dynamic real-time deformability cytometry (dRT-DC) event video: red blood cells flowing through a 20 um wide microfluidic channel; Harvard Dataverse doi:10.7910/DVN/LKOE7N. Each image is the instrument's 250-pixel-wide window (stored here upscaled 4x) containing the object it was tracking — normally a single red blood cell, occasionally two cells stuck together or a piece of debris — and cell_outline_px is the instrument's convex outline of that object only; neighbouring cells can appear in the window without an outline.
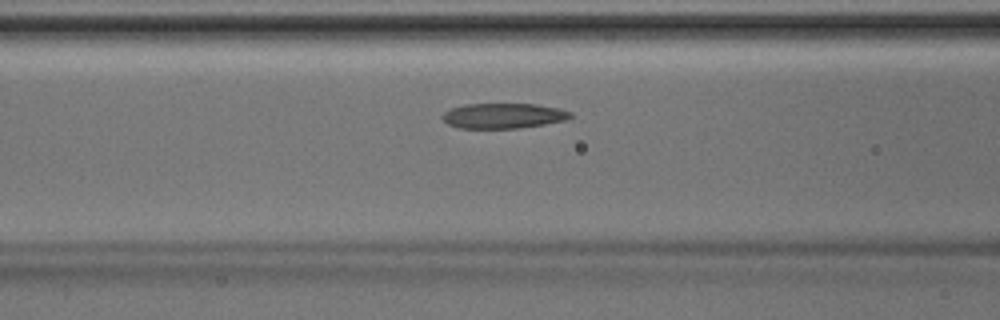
{"species": "Egyptian fruit bat (a non-hibernating species)", "species_latin": "Rousettus aegyptiacus", "temperature_condition": "room temperature", "stored_images_in_passage": 40, "camera_frame_rate_fps": 3000, "um_per_image_px": 0.085, "animal": {"sex": "male"}, "frame": {"image": 1, "passage_image": 13, "time_ms": 4.0, "image_size_px": [1000, 320], "cell_outline_px": [[572, 116], [568, 120], [520, 128], [460, 128], [448, 124], [440, 116], [444, 112], [452, 108], [464, 104], [536, 104], [560, 108], [572, 112]], "centroid_in_image_um": [42.81, 9.84], "position_along_channel_um": 123.8, "area_um2": 18.9}}
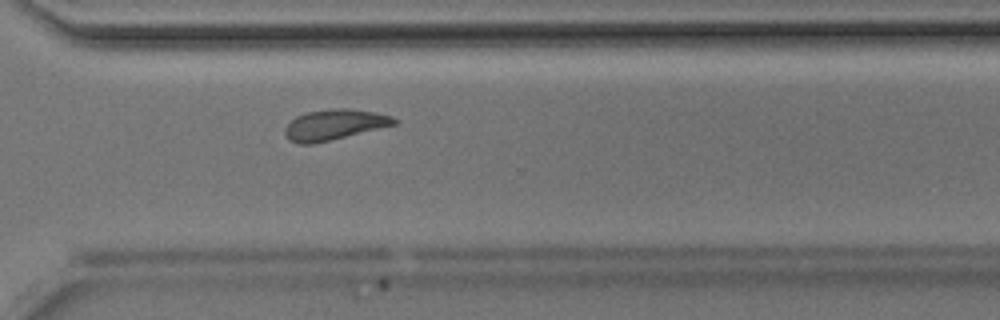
{"frame": {"image": 2, "passage_image": 28, "time_ms": 9.0, "image_size_px": [1000, 320], "cell_outline_px": [[400, 120], [396, 124], [312, 144], [300, 144], [288, 140], [284, 132], [284, 128], [296, 116], [308, 112], [332, 108], [352, 108], [376, 112], [392, 116]], "centroid_in_image_um": [28.42, 10.58], "position_along_channel_um": 342.2, "area_um2": 19.36}}
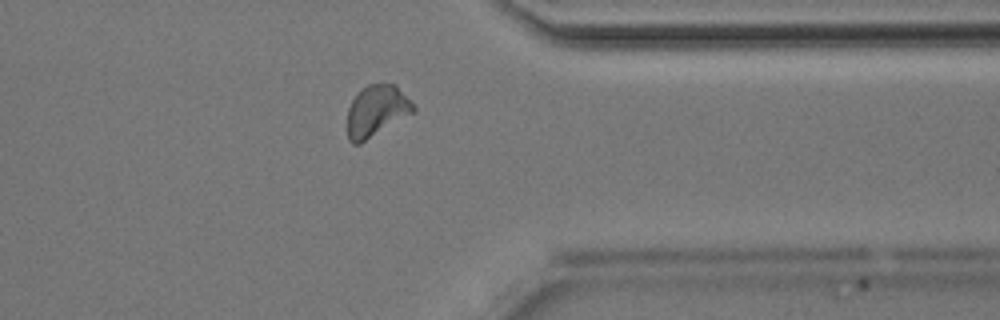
{"frame": {"image": 3, "passage_image": 31, "time_ms": 10.0, "image_size_px": [1000, 320], "cell_outline_px": [[416, 112], [360, 144], [352, 144], [348, 140], [348, 108], [352, 100], [360, 88], [368, 84], [396, 84], [416, 108]], "centroid_in_image_um": [32.01, 9.44], "position_along_channel_um": 379.4, "area_um2": 19.94}}